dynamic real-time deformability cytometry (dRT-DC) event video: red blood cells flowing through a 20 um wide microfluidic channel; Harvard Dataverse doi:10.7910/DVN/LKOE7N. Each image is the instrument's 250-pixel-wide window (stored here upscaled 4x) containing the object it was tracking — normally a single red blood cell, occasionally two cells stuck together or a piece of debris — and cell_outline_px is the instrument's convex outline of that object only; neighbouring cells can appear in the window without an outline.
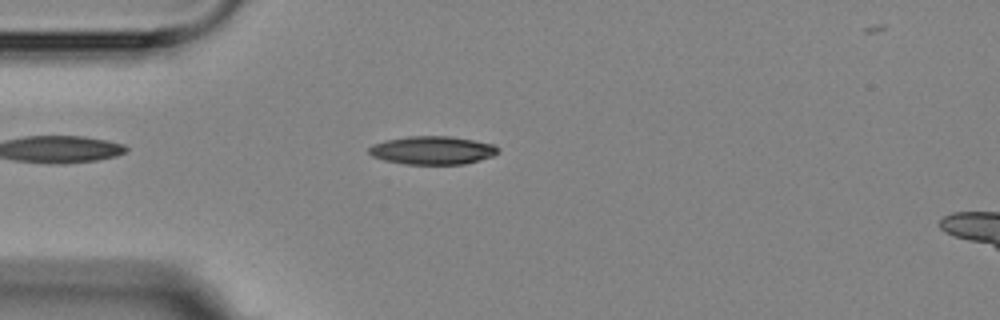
{"species": "Egyptian fruit bat (a non-hibernating species)", "species_latin": "Rousettus aegyptiacus", "temperature_condition": "room temperature", "stored_images_in_passage": 5, "camera_frame_rate_fps": 3000, "um_per_image_px": 0.085, "animal": {"sex": "female"}, "frame": {"image": 1, "passage_image": 4, "time_ms": 4.333, "image_size_px": [1000, 320], "cell_outline_px": [[500, 152], [492, 156], [480, 160], [464, 164], [404, 164], [384, 160], [372, 156], [368, 152], [368, 148], [372, 144], [384, 140], [408, 136], [452, 136], [492, 144], [500, 148]], "centroid_in_image_um": [36.74, 12.77], "position_along_channel_um": 48.3, "area_um2": 21.39}}